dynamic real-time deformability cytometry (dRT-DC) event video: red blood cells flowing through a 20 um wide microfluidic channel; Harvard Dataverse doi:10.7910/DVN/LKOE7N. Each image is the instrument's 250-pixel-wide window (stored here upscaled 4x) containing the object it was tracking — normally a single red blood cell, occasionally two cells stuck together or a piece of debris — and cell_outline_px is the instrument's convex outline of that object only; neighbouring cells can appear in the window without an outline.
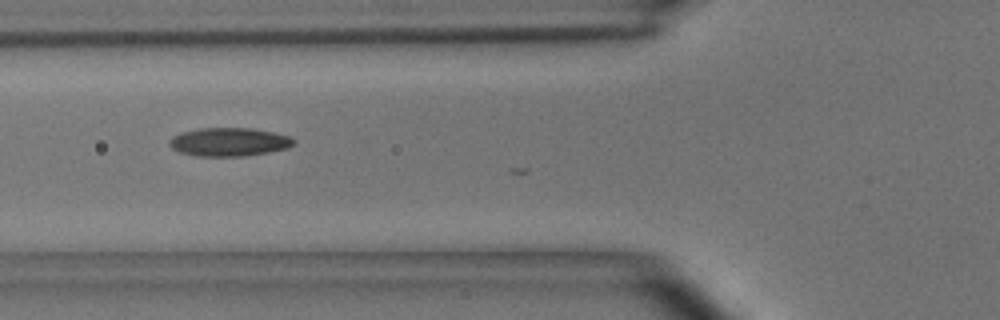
{"species": "common noctule bat (a hibernating species)", "species_latin": "Nyctalus noctula", "temperature_condition": "room temperature", "stored_images_in_passage": 3, "camera_frame_rate_fps": 3000, "um_per_image_px": 0.085, "animal": {"sex": "male", "body_mass_g": 15.6}, "frame": {"image": 1, "passage_image": 2, "time_ms": 0.333, "image_size_px": [1000, 320], "cell_outline_px": [[296, 144], [288, 148], [268, 152], [240, 156], [196, 156], [180, 152], [172, 148], [168, 144], [168, 140], [172, 136], [180, 132], [200, 128], [252, 128], [292, 136], [296, 140]], "centroid_in_image_um": [19.48, 12.06], "position_along_channel_um": 106.3, "area_um2": 20.81}}